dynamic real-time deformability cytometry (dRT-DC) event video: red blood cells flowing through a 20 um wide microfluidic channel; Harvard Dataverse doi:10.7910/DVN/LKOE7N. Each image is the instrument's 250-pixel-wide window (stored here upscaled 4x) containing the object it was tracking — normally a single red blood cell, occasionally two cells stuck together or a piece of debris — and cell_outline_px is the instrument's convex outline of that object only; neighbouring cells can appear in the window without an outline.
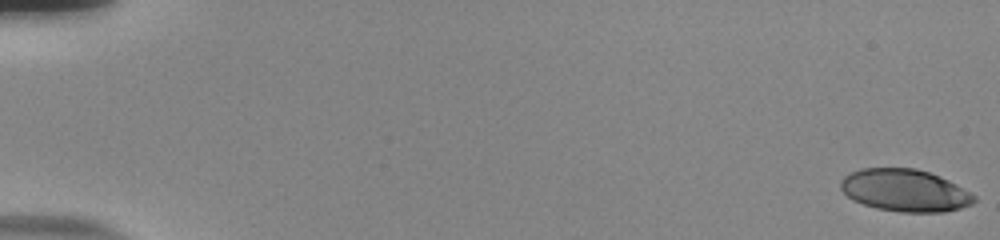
{"species": "human", "species_latin": "Homo sapiens", "temperature_condition": "room temperature", "stored_images_in_passage": 55, "camera_frame_rate_fps": 3000, "um_per_image_px": 0.085, "donor": {"sex": "male"}, "frame": {"image": 1, "passage_image": 1, "time_ms": 0.0, "image_size_px": [1000, 240], "cell_outline_px": [[976, 200], [972, 204], [960, 208], [944, 212], [900, 212], [876, 208], [852, 200], [840, 188], [840, 180], [844, 176], [860, 168], [916, 168], [940, 176], [956, 184], [976, 196]], "centroid_in_image_um": [76.91, 16.18], "position_along_channel_um": 8.1, "area_um2": 32.89}}
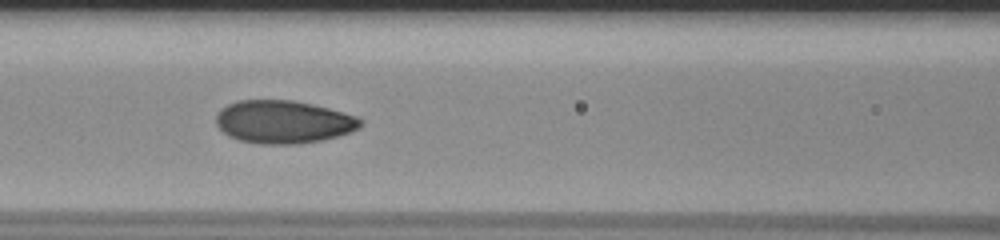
{"frame": {"image": 2, "passage_image": 26, "time_ms": 8.333, "image_size_px": [1000, 240], "cell_outline_px": [[364, 124], [360, 128], [352, 132], [320, 140], [300, 144], [260, 144], [240, 140], [228, 136], [216, 124], [216, 116], [220, 108], [236, 100], [292, 100], [312, 104], [328, 108], [356, 116], [364, 120]], "centroid_in_image_um": [24.1, 10.36], "position_along_channel_um": 142.5, "area_um2": 36.3}}
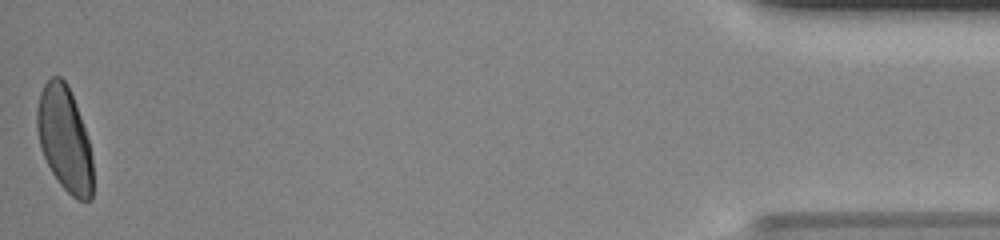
{"frame": {"image": 3, "passage_image": 55, "time_ms": 18.0, "image_size_px": [1000, 240], "cell_outline_px": [[92, 200], [80, 200], [72, 196], [60, 184], [52, 172], [40, 148], [36, 128], [36, 108], [40, 92], [44, 84], [52, 76], [60, 76], [68, 84], [76, 104], [88, 140], [92, 156]], "centroid_in_image_um": [5.47, 11.78], "position_along_channel_um": 429.7, "area_um2": 34.04}, "authors_computed_cell_mechanics": {"area_um2": 34.391, "velocity_mm_per_s": 3.8386, "shape_relaxation_time_tau1_ms": 4.9017, "shape_relaxation_time_tau2_ms": null, "deformation_change_tau1": 0.1752, "deformation_change_tau2": null}}